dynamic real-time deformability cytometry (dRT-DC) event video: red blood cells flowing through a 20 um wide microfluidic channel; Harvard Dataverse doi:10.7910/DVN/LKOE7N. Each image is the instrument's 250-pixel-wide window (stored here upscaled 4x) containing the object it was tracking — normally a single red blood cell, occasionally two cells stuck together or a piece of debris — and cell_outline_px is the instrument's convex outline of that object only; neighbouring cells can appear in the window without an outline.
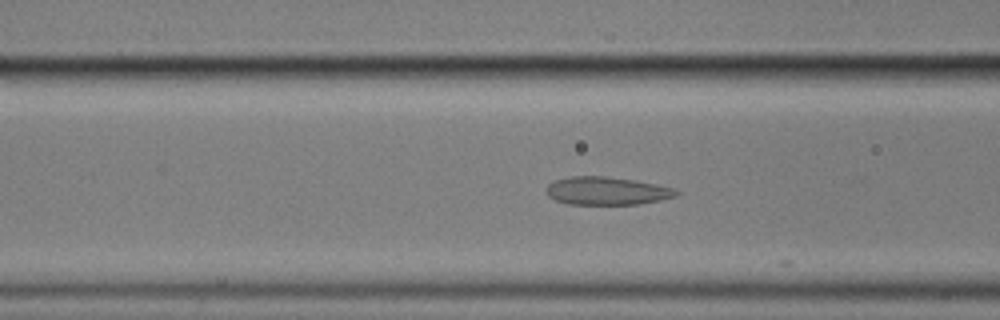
{"species": "common noctule bat (a hibernating species)", "species_latin": "Nyctalus noctula", "temperature_condition": "cold", "stored_images_in_passage": 22, "camera_frame_rate_fps": 3000, "um_per_image_px": 0.085, "animal": {"sex": "male", "body_mass_g": 17.9}, "frame": {"image": 1, "passage_image": 8, "time_ms": 2.333, "image_size_px": [1000, 320], "cell_outline_px": [[680, 192], [676, 196], [660, 200], [636, 204], [568, 204], [556, 200], [548, 196], [544, 192], [544, 188], [548, 184], [556, 180], [572, 176], [604, 176], [636, 180], [656, 184], [672, 188]], "centroid_in_image_um": [51.54, 16.22], "position_along_channel_um": 115.1, "area_um2": 21.21}}
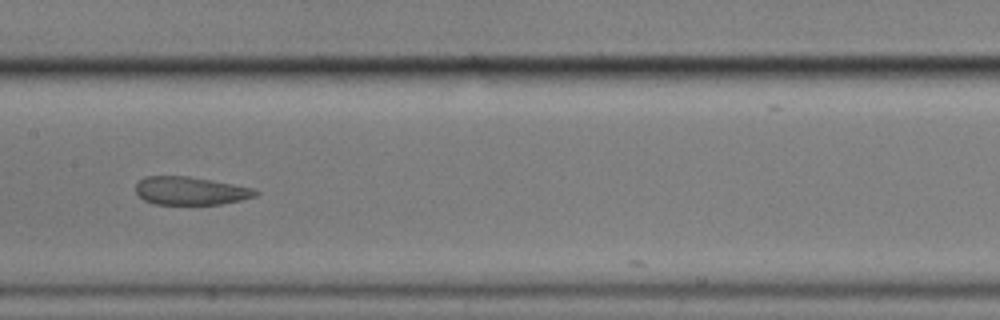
{"frame": {"image": 2, "passage_image": 15, "time_ms": 4.667, "image_size_px": [1000, 320], "cell_outline_px": [[260, 192], [256, 196], [240, 200], [220, 204], [152, 204], [144, 200], [136, 192], [136, 184], [144, 176], [188, 176], [212, 180], [252, 188]], "centroid_in_image_um": [16.17, 16.22], "position_along_channel_um": 191.2, "area_um2": 19.54}}
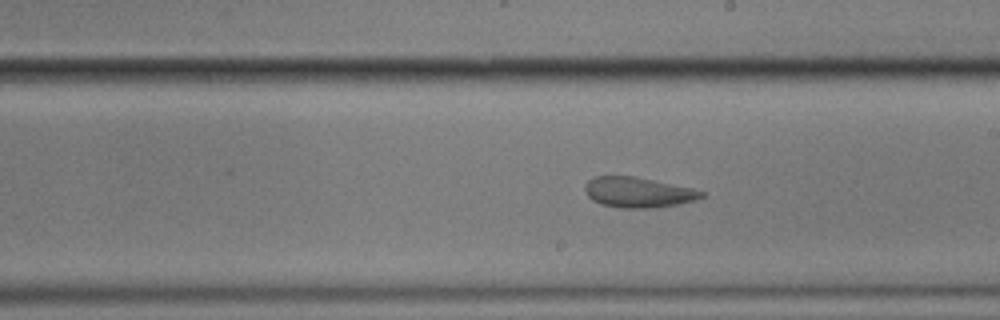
{"frame": {"image": 3, "passage_image": 19, "time_ms": 6.0, "image_size_px": [1000, 320], "cell_outline_px": [[704, 196], [696, 200], [656, 208], [620, 208], [600, 204], [592, 200], [588, 196], [584, 188], [584, 184], [588, 180], [596, 176], [636, 176], [692, 188], [704, 192]], "centroid_in_image_um": [54.21, 16.35], "position_along_channel_um": 234.8, "area_um2": 20.69}}